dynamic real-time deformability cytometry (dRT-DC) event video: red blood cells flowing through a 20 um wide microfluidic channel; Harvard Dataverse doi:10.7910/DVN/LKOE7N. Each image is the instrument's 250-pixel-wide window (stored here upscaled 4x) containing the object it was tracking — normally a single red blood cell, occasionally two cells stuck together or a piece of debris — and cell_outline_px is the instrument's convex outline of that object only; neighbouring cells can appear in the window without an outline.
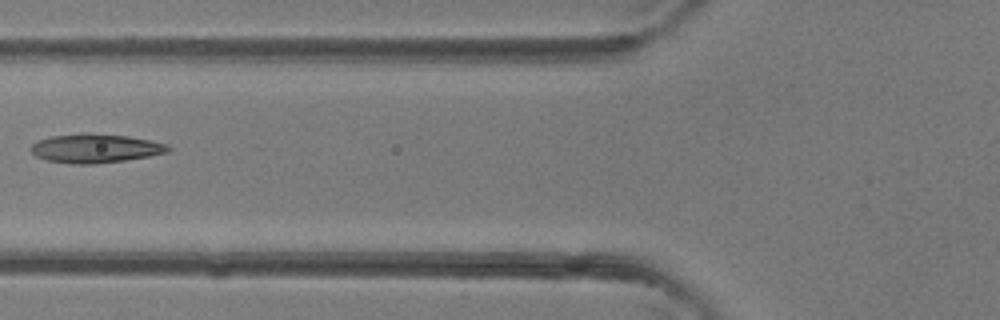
{"species": "common noctule bat (a hibernating species)", "species_latin": "Nyctalus noctula", "temperature_condition": "room temperature", "stored_images_in_passage": 2, "camera_frame_rate_fps": 3000, "um_per_image_px": 0.085, "animal": {"sex": "female"}, "frame": {"image": 1, "passage_image": 2, "time_ms": 0.333, "image_size_px": [1000, 320], "cell_outline_px": [[172, 148], [168, 152], [148, 156], [124, 160], [92, 164], [72, 164], [48, 160], [36, 156], [32, 152], [32, 144], [36, 140], [52, 136], [84, 132], [88, 132], [128, 136], [152, 140], [168, 144]], "centroid_in_image_um": [8.13, 12.59], "position_along_channel_um": 117.7, "area_um2": 23.24}}